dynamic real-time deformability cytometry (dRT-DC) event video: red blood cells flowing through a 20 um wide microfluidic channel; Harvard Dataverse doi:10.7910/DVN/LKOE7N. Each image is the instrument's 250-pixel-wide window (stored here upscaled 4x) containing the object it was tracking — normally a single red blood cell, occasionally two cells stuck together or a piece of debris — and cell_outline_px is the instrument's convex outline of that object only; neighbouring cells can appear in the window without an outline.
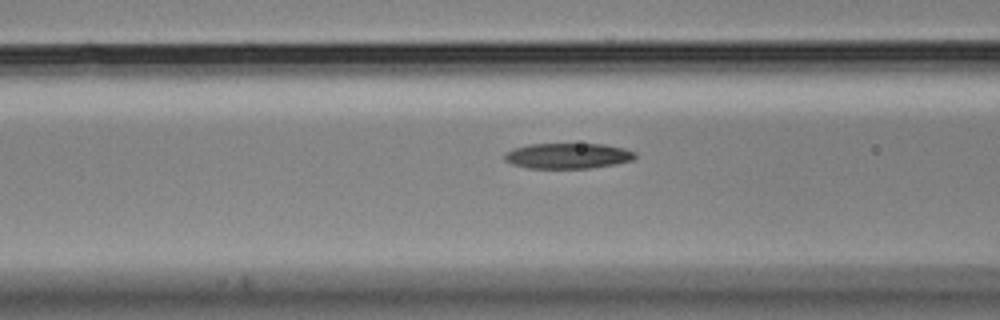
{"species": "Egyptian fruit bat (a non-hibernating species)", "species_latin": "Rousettus aegyptiacus", "temperature_condition": "cold", "stored_images_in_passage": 32, "camera_frame_rate_fps": 3000, "um_per_image_px": 0.085, "animal": {"sex": "male"}, "frame": {"image": 1, "passage_image": 8, "time_ms": 2.333, "image_size_px": [1000, 320], "cell_outline_px": [[636, 156], [632, 160], [616, 164], [592, 168], [528, 168], [512, 164], [504, 160], [504, 152], [528, 144], [604, 144], [624, 148], [636, 152]], "centroid_in_image_um": [48.27, 13.25], "position_along_channel_um": 118.3, "area_um2": 19.48}}
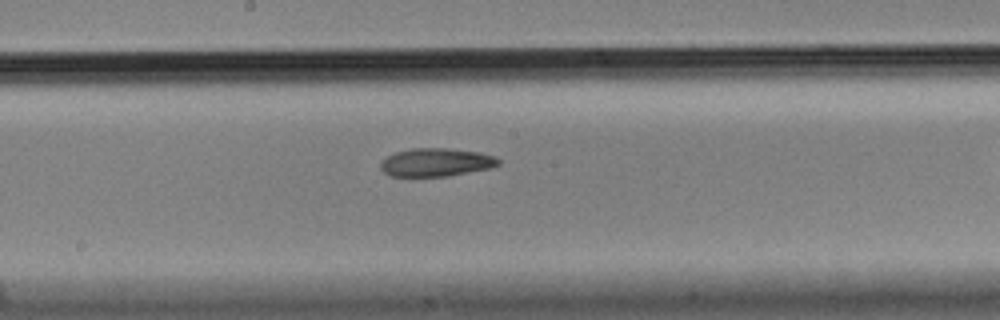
{"frame": {"image": 2, "passage_image": 16, "time_ms": 5.0, "image_size_px": [1000, 320], "cell_outline_px": [[500, 164], [492, 168], [448, 176], [392, 176], [384, 172], [380, 168], [380, 164], [388, 156], [396, 152], [412, 148], [448, 148], [480, 152], [496, 156], [500, 160]], "centroid_in_image_um": [37.12, 13.79], "position_along_channel_um": 211.1, "area_um2": 19.42}}
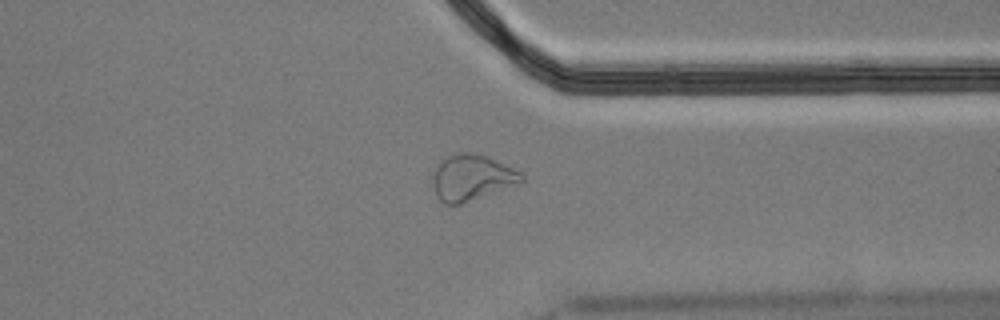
{"frame": {"image": 3, "passage_image": 30, "time_ms": 9.667, "image_size_px": [1000, 320], "cell_outline_px": [[524, 180], [460, 204], [444, 204], [436, 196], [432, 180], [432, 176], [436, 168], [448, 156], [460, 152], [472, 152], [488, 156], [520, 172], [524, 176]], "centroid_in_image_um": [40.05, 15.08], "position_along_channel_um": 371.3, "area_um2": 23.06}}